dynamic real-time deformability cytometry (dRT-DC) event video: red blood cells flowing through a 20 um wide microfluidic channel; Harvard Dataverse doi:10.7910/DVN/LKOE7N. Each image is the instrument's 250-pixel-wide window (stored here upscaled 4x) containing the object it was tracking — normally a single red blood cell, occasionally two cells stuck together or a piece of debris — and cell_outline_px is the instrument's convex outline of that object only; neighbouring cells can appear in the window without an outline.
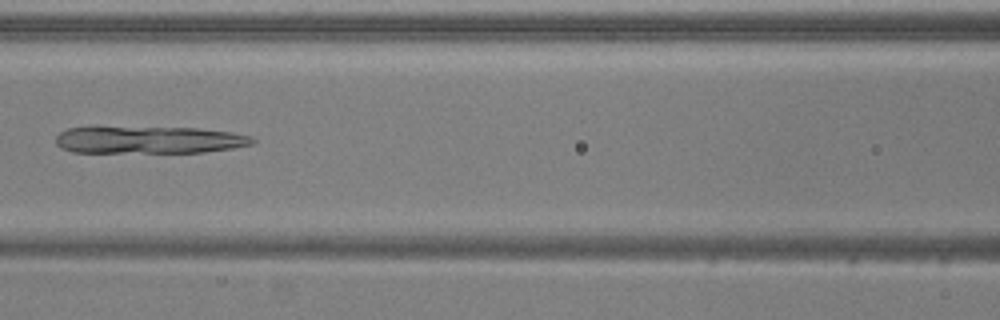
{"species": "common noctule bat (a hibernating species)", "species_latin": "Nyctalus noctula", "temperature_condition": "warm", "stored_images_in_passage": 31, "camera_frame_rate_fps": 3000, "um_per_image_px": 0.085, "animal": {"sex": "male", "body_mass_g": 20.5, "forearm_length_mm": 52.5}, "frame": {"image": 1, "passage_image": 21, "time_ms": 6.667, "image_size_px": [1000, 320], "cell_outline_px": [[256, 140], [252, 144], [232, 148], [204, 152], [72, 152], [60, 148], [56, 144], [56, 136], [60, 132], [68, 128], [196, 128], [232, 132], [252, 136]], "centroid_in_image_um": [12.69, 11.9], "position_along_channel_um": 153.9, "area_um2": 30.81}}
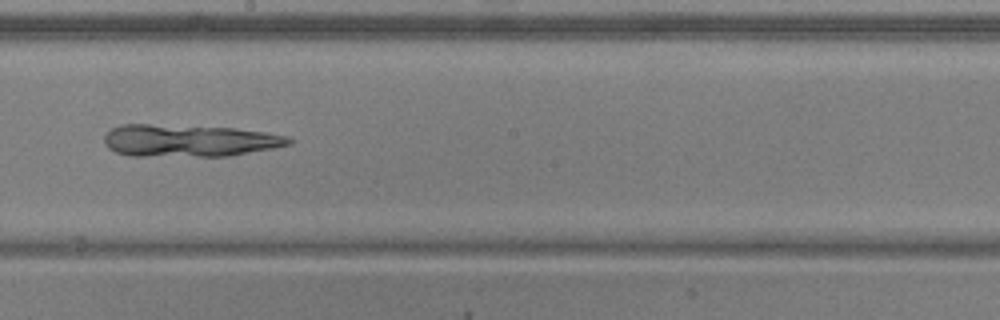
{"frame": {"image": 2, "passage_image": 27, "time_ms": 8.667, "image_size_px": [1000, 320], "cell_outline_px": [[292, 144], [272, 148], [228, 156], [132, 156], [116, 152], [108, 148], [104, 144], [104, 136], [112, 128], [120, 124], [148, 124], [236, 128], [268, 132], [288, 136], [292, 140]], "centroid_in_image_um": [16.06, 11.95], "position_along_channel_um": 232.1, "area_um2": 34.8}}
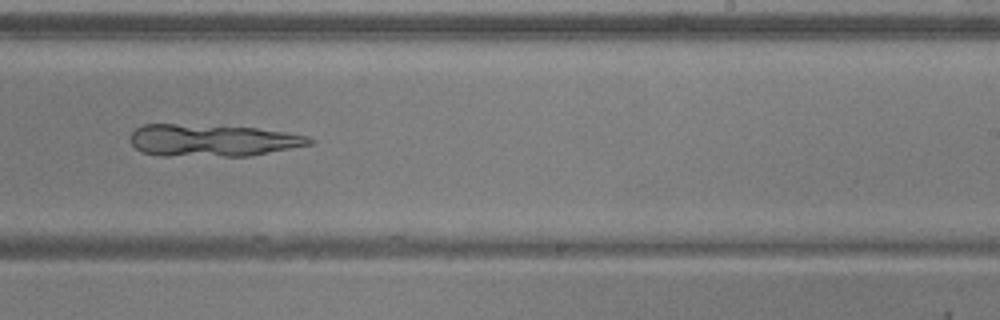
{"frame": {"image": 3, "passage_image": 30, "time_ms": 9.667, "image_size_px": [1000, 320], "cell_outline_px": [[316, 140], [312, 144], [252, 156], [160, 156], [144, 152], [136, 148], [128, 140], [128, 136], [136, 128], [144, 124], [176, 124], [256, 128], [284, 132], [308, 136]], "centroid_in_image_um": [18.04, 11.94], "position_along_channel_um": 271.0, "area_um2": 33.7}}